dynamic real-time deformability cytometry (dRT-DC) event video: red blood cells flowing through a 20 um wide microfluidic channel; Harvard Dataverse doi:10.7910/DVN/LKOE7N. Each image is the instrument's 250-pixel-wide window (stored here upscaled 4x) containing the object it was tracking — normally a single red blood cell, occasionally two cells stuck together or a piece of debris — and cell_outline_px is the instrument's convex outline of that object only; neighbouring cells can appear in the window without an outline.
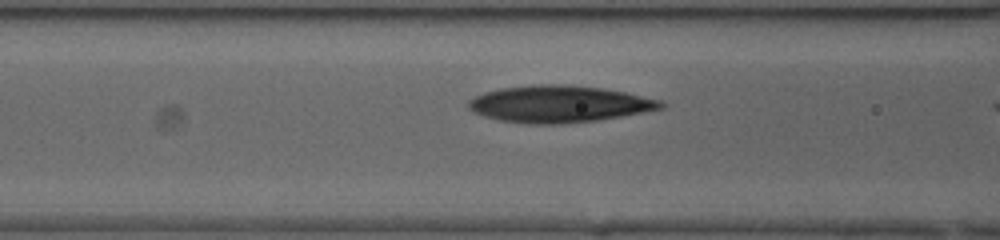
{"species": "human", "species_latin": "Homo sapiens", "temperature_condition": "cold", "stored_images_in_passage": 14, "camera_frame_rate_fps": 3000, "um_per_image_px": 0.085, "donor": {"sex": "female"}, "frame": {"image": 1, "passage_image": 9, "time_ms": 2.667, "image_size_px": [1000, 240], "cell_outline_px": [[668, 104], [664, 108], [600, 120], [560, 124], [528, 124], [500, 120], [484, 116], [472, 112], [468, 108], [468, 100], [484, 92], [500, 88], [540, 84], [564, 84], [600, 88], [624, 92], [660, 100]], "centroid_in_image_um": [47.51, 8.85], "position_along_channel_um": 119.1, "area_um2": 41.33}}
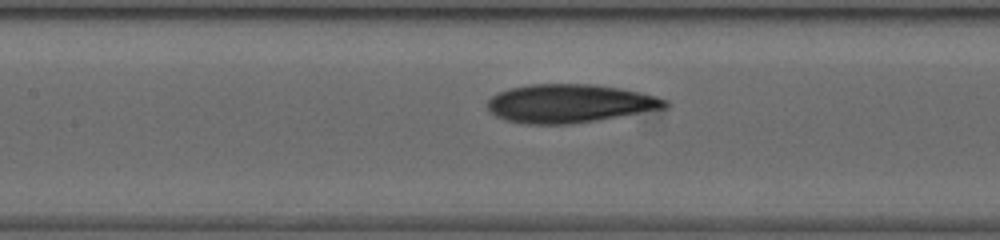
{"frame": {"image": 2, "passage_image": 12, "time_ms": 3.667, "image_size_px": [1000, 240], "cell_outline_px": [[672, 104], [668, 108], [572, 124], [528, 124], [504, 120], [496, 116], [488, 108], [488, 100], [496, 92], [508, 88], [532, 84], [592, 84], [620, 88], [640, 92], [656, 96], [668, 100]], "centroid_in_image_um": [48.44, 8.79], "position_along_channel_um": 159.0, "area_um2": 40.0}}